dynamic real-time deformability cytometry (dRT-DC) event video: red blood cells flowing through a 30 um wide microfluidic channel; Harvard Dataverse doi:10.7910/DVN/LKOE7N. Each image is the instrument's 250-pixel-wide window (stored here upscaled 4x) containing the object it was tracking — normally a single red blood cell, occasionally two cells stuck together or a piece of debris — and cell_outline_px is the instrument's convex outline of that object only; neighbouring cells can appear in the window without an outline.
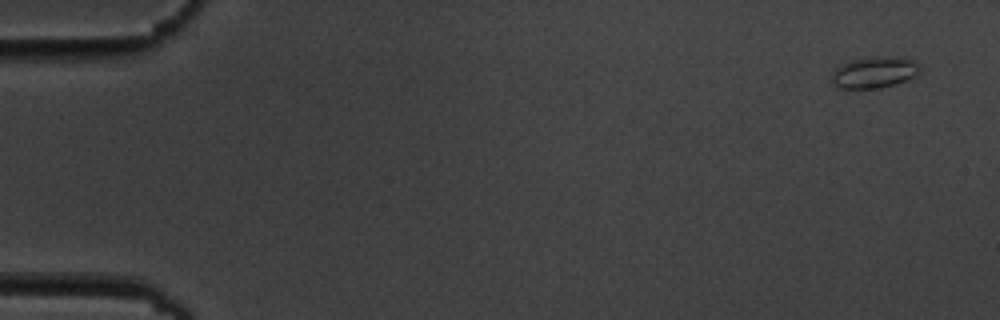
{"species": "common noctule bat (a hibernating species)", "species_latin": "Nyctalus noctula", "temperature_condition": "cold", "stored_images_in_passage": 7, "camera_frame_rate_fps": 3000, "um_per_image_px": 0.085, "animal": {"sex": "male", "body_mass_g": 19.5, "forearm_length_mm": 54.6}, "frame": {"image": 1, "passage_image": 1, "time_ms": 0.0, "image_size_px": [1000, 320], "cell_outline_px": [[920, 72], [916, 76], [880, 88], [836, 88], [832, 84], [832, 72], [840, 64], [848, 60], [872, 56], [904, 56], [916, 60], [920, 64]], "centroid_in_image_um": [74.33, 6.11], "position_along_channel_um": 10.7, "area_um2": 16.59}}
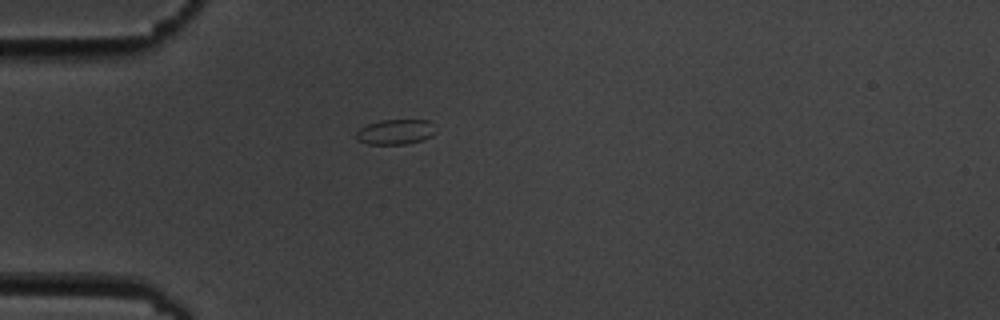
{"frame": {"image": 2, "passage_image": 5, "time_ms": 4.667, "image_size_px": [1000, 320], "cell_outline_px": [[436, 132], [432, 136], [424, 140], [404, 144], [368, 144], [356, 140], [356, 132], [360, 128], [368, 124], [380, 120], [428, 120]], "centroid_in_image_um": [33.6, 11.22], "position_along_channel_um": 51.4, "area_um2": 11.62}}